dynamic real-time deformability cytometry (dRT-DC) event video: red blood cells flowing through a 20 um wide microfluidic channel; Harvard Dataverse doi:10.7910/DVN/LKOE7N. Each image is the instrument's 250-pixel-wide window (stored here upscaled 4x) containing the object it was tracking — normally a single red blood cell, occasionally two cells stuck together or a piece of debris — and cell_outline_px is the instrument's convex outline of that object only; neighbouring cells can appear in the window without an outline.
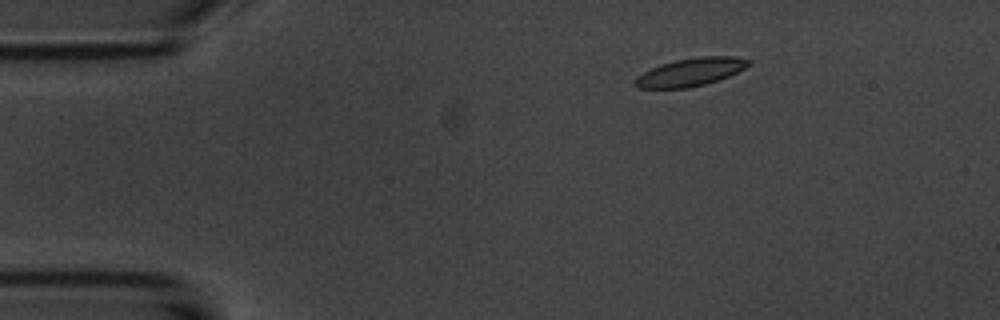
{"species": "common noctule bat (a hibernating species)", "species_latin": "Nyctalus noctula", "temperature_condition": "room temperature", "stored_images_in_passage": 5, "camera_frame_rate_fps": 3000, "um_per_image_px": 0.085, "animal": {"sex": "male", "body_mass_g": 20.1, "forearm_length_mm": 53.5}, "frame": {"image": 1, "passage_image": 3, "time_ms": 2.333, "image_size_px": [1000, 320], "cell_outline_px": [[752, 64], [728, 76], [704, 84], [688, 88], [636, 88], [632, 84], [632, 80], [636, 76], [660, 64], [676, 60], [696, 56], [732, 56], [752, 60]], "centroid_in_image_um": [58.66, 6.12], "position_along_channel_um": 26.3, "area_um2": 18.61}}
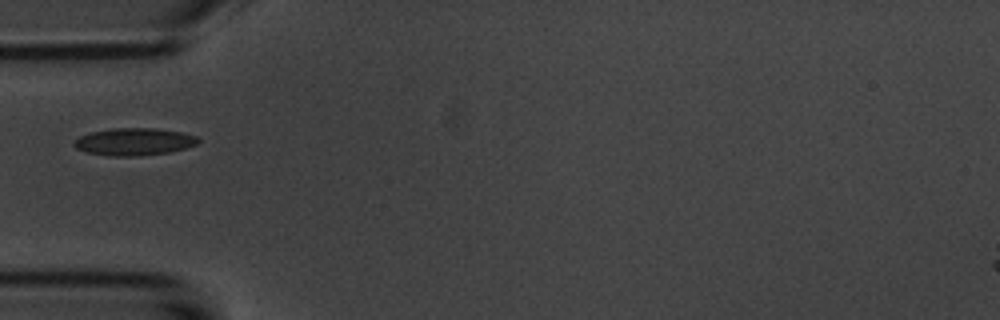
{"frame": {"image": 2, "passage_image": 5, "time_ms": 5.333, "image_size_px": [1000, 320], "cell_outline_px": [[200, 140], [196, 144], [172, 152], [140, 156], [112, 156], [88, 152], [76, 148], [72, 144], [80, 136], [92, 132], [116, 128], [156, 128], [180, 132], [196, 136]], "centroid_in_image_um": [11.42, 12.05], "position_along_channel_um": 73.6, "area_um2": 19.59}}